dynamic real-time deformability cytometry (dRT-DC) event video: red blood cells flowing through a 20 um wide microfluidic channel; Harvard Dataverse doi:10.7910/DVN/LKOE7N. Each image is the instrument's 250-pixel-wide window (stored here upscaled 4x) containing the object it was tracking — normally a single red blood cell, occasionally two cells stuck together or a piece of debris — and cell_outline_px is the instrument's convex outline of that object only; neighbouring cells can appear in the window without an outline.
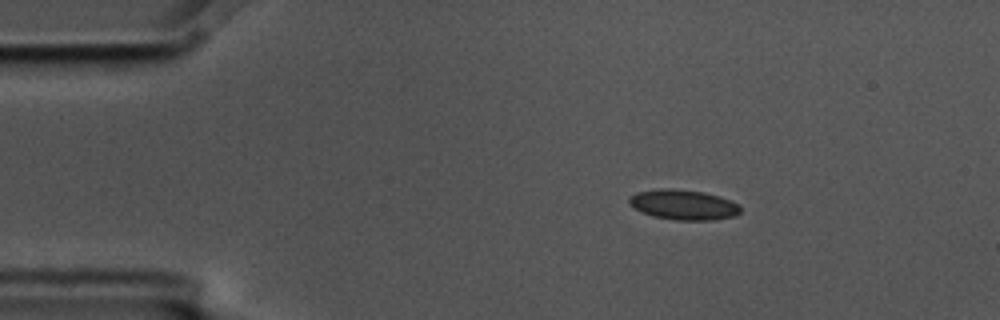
{"species": "common noctule bat (a hibernating species)", "species_latin": "Nyctalus noctula", "temperature_condition": "cold", "stored_images_in_passage": 3, "camera_frame_rate_fps": 3000, "um_per_image_px": 0.085, "animal": {"sex": "male", "body_mass_g": 17.5, "forearm_length_mm": 52.3}, "frame": {"image": 1, "passage_image": 2, "time_ms": 0.333, "image_size_px": [1000, 320], "cell_outline_px": [[740, 212], [736, 216], [712, 220], [676, 220], [652, 216], [628, 204], [628, 196], [636, 192], [664, 188], [672, 188], [704, 192], [720, 196], [740, 204]], "centroid_in_image_um": [58.1, 17.39], "position_along_channel_um": 26.9, "area_um2": 19.65}}